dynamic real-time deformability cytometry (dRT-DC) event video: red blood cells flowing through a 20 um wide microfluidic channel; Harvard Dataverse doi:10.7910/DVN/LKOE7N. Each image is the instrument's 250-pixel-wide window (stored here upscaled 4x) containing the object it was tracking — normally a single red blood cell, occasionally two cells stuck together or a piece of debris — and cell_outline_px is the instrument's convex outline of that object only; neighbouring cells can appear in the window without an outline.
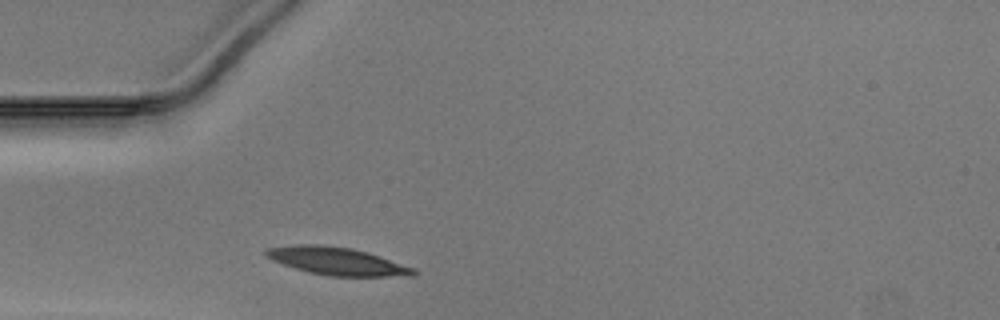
{"species": "Egyptian fruit bat (a non-hibernating species)", "species_latin": "Rousettus aegyptiacus", "temperature_condition": "warm", "stored_images_in_passage": 26, "camera_frame_rate_fps": 3000, "um_per_image_px": 0.085, "animal": {"sex": "male"}, "frame": {"image": 1, "passage_image": 1, "time_ms": 0.0, "image_size_px": [1000, 320], "cell_outline_px": [[420, 272], [416, 276], [328, 276], [308, 272], [272, 260], [264, 256], [264, 252], [268, 248], [296, 244], [320, 244], [352, 248], [368, 252], [416, 268]], "centroid_in_image_um": [28.7, 22.2], "position_along_channel_um": 56.3, "area_um2": 24.04}}
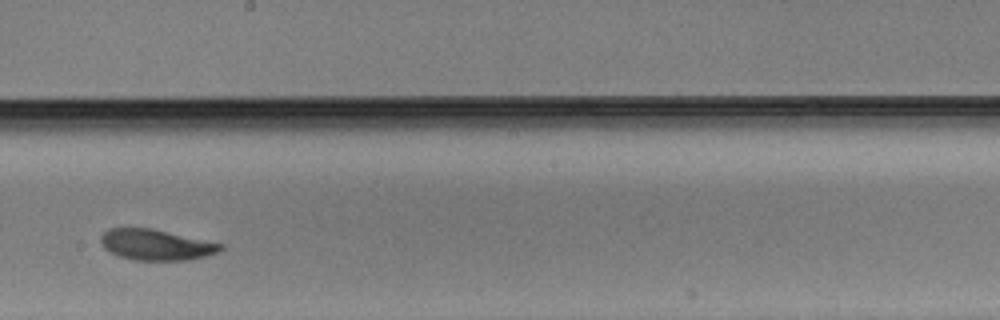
{"frame": {"image": 2, "passage_image": 15, "time_ms": 4.667, "image_size_px": [1000, 320], "cell_outline_px": [[224, 248], [216, 252], [204, 256], [188, 260], [136, 260], [120, 256], [104, 248], [100, 244], [100, 236], [108, 228], [152, 228], [224, 244]], "centroid_in_image_um": [13.25, 20.79], "position_along_channel_um": 235.0, "area_um2": 21.39}}
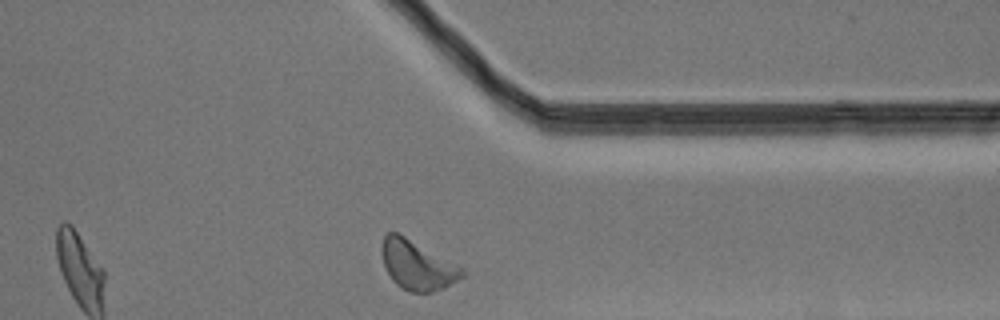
{"frame": {"image": 3, "passage_image": 26, "time_ms": 8.333, "image_size_px": [1000, 320], "cell_outline_px": [[464, 276], [444, 288], [432, 292], [412, 292], [396, 284], [392, 280], [384, 264], [380, 252], [380, 248], [384, 236], [388, 232], [400, 232], [464, 268]], "centroid_in_image_um": [35.46, 22.5], "position_along_channel_um": 375.9, "area_um2": 23.24}}